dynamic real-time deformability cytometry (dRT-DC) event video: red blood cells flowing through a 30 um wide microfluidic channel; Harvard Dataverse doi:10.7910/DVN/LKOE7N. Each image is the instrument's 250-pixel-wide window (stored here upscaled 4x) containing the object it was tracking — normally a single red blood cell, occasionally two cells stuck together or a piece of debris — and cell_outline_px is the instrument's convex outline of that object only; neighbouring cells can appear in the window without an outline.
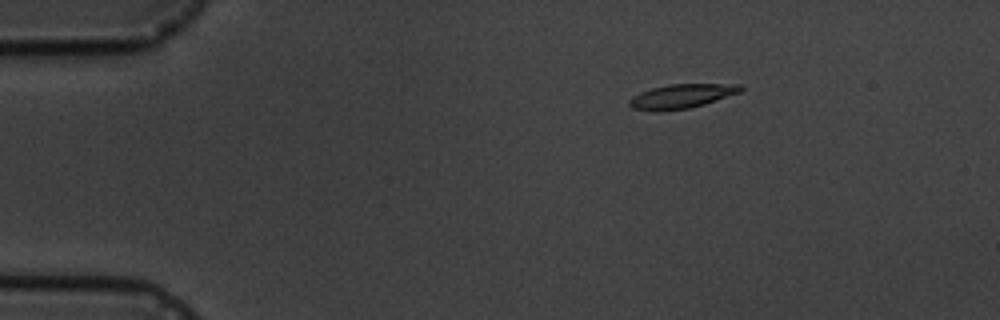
{"species": "common noctule bat (a hibernating species)", "species_latin": "Nyctalus noctula", "temperature_condition": "cold", "stored_images_in_passage": 3, "camera_frame_rate_fps": 3000, "um_per_image_px": 0.085, "animal": {"sex": "male", "body_mass_g": 19.5, "forearm_length_mm": 54.6}, "frame": {"image": 1, "passage_image": 1, "time_ms": 0.0, "image_size_px": [1000, 320], "cell_outline_px": [[744, 88], [740, 92], [704, 104], [688, 108], [632, 108], [628, 104], [628, 100], [632, 96], [640, 92], [652, 88], [668, 84], [740, 84]], "centroid_in_image_um": [57.99, 8.12], "position_along_channel_um": 27.0, "area_um2": 14.91}}